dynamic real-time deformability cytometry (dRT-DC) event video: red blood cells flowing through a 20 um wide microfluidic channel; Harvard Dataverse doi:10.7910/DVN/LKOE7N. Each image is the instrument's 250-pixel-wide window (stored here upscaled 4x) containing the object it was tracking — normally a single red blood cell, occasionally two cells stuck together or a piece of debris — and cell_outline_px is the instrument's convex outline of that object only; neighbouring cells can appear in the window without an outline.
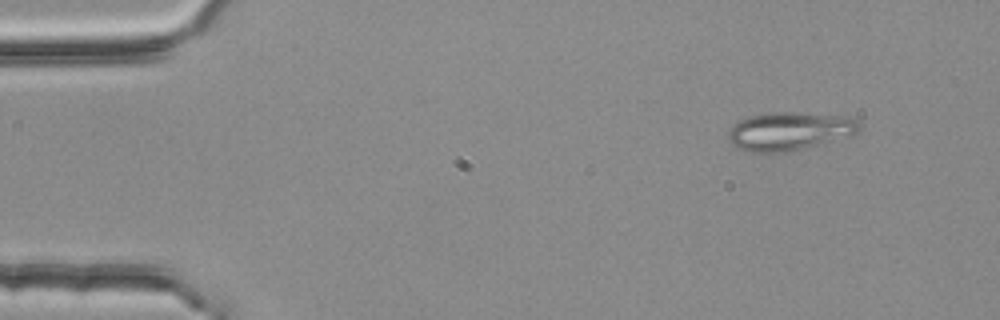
{"species": "common noctule bat (a hibernating species)", "species_latin": "Nyctalus noctula", "temperature_condition": "room temperature", "stored_images_in_passage": 4, "camera_frame_rate_fps": 3000, "um_per_image_px": 0.085, "animal": {"sex": "female", "body_mass_g": 25.1}, "frame": {"image": 1, "passage_image": 2, "time_ms": 0.333, "image_size_px": [1000, 320], "cell_outline_px": [[860, 128], [856, 132], [816, 144], [800, 148], [780, 152], [748, 152], [736, 148], [728, 140], [728, 132], [732, 124], [748, 116], [772, 112], [792, 112], [848, 116], [856, 120], [860, 124]], "centroid_in_image_um": [66.99, 11.12], "position_along_channel_um": 18.0, "area_um2": 28.67}}